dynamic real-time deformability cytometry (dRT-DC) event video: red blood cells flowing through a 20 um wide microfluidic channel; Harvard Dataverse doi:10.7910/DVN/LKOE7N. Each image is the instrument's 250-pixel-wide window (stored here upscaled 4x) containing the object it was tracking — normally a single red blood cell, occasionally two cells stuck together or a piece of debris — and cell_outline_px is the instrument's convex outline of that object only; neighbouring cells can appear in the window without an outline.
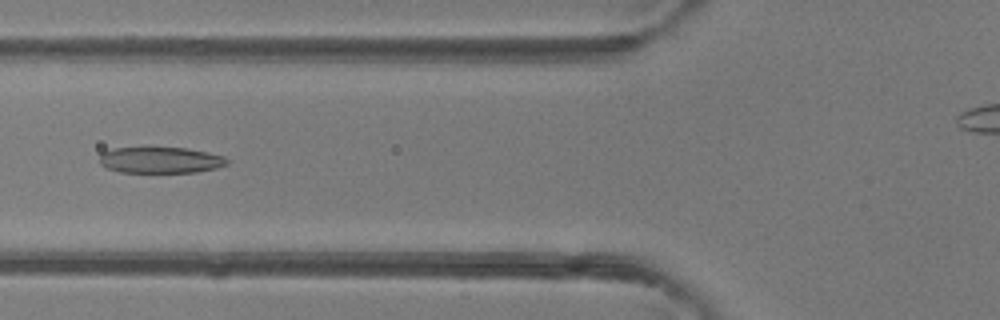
{"species": "common noctule bat (a hibernating species)", "species_latin": "Nyctalus noctula", "temperature_condition": "room temperature", "stored_images_in_passage": 39, "camera_frame_rate_fps": 3000, "um_per_image_px": 0.085, "animal": {"sex": "female"}, "frame": {"image": 1, "passage_image": 14, "time_ms": 4.333, "image_size_px": [1000, 320], "cell_outline_px": [[228, 164], [216, 168], [196, 172], [120, 172], [104, 168], [100, 164], [100, 152], [112, 148], [184, 148], [208, 152], [224, 156], [228, 160]], "centroid_in_image_um": [13.6, 13.61], "position_along_channel_um": 112.2, "area_um2": 19.48}}
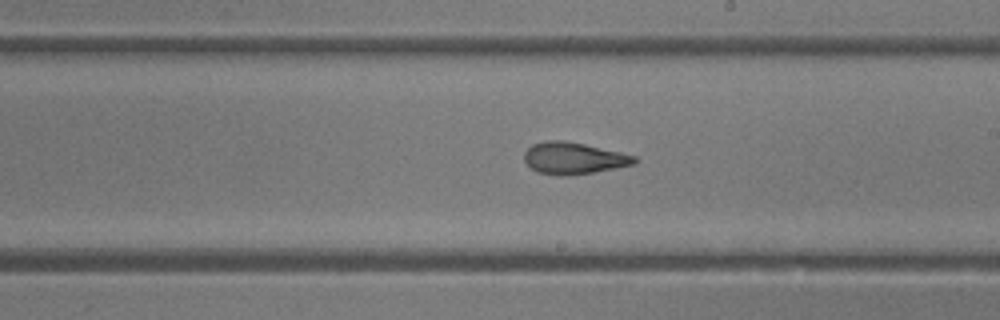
{"frame": {"image": 2, "passage_image": 23, "time_ms": 7.333, "image_size_px": [1000, 320], "cell_outline_px": [[636, 164], [592, 172], [568, 176], [560, 176], [536, 172], [524, 160], [524, 152], [532, 144], [544, 140], [564, 140], [584, 144], [620, 152], [636, 156]], "centroid_in_image_um": [48.73, 13.44], "position_along_channel_um": 240.3, "area_um2": 20.4}}
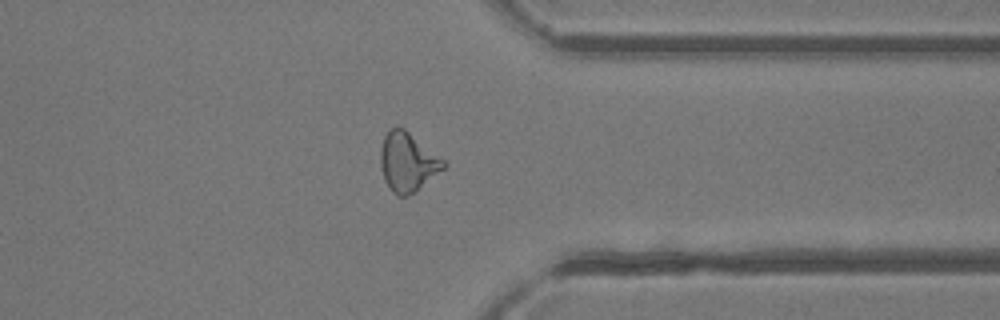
{"frame": {"image": 3, "passage_image": 33, "time_ms": 10.667, "image_size_px": [1000, 320], "cell_outline_px": [[448, 164], [444, 168], [416, 192], [408, 196], [396, 196], [392, 192], [384, 180], [380, 168], [380, 148], [384, 136], [396, 124], [404, 128], [448, 160]], "centroid_in_image_um": [34.68, 13.76], "position_along_channel_um": 376.7, "area_um2": 22.37}}